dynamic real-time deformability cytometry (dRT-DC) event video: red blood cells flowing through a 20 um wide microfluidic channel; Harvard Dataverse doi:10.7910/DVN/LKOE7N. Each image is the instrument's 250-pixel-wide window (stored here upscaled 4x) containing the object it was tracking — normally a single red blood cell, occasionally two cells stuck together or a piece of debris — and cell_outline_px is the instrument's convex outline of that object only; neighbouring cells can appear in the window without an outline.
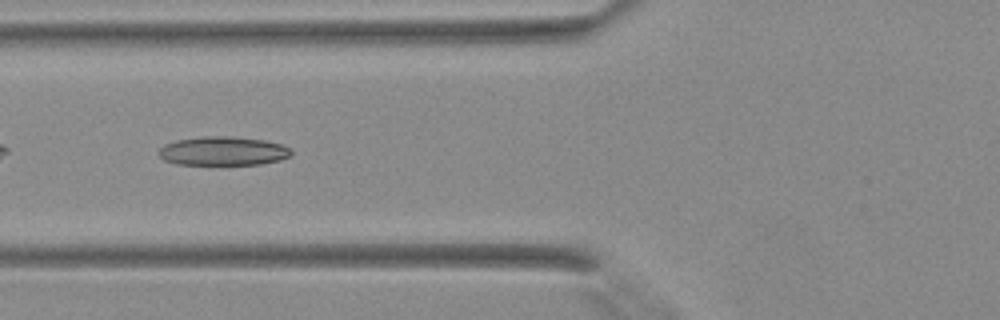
{"species": "Egyptian fruit bat (a non-hibernating species)", "species_latin": "Rousettus aegyptiacus", "temperature_condition": "warm", "stored_images_in_passage": 2, "camera_frame_rate_fps": 3000, "um_per_image_px": 0.085, "animal": {"sex": "female"}, "frame": {"image": 1, "passage_image": 2, "time_ms": 0.333, "image_size_px": [1000, 320], "cell_outline_px": [[292, 152], [288, 156], [280, 160], [260, 164], [176, 164], [164, 160], [156, 152], [164, 144], [176, 140], [204, 136], [232, 136], [264, 140], [284, 144], [292, 148]], "centroid_in_image_um": [18.96, 12.83], "position_along_channel_um": 106.8, "area_um2": 22.43}}